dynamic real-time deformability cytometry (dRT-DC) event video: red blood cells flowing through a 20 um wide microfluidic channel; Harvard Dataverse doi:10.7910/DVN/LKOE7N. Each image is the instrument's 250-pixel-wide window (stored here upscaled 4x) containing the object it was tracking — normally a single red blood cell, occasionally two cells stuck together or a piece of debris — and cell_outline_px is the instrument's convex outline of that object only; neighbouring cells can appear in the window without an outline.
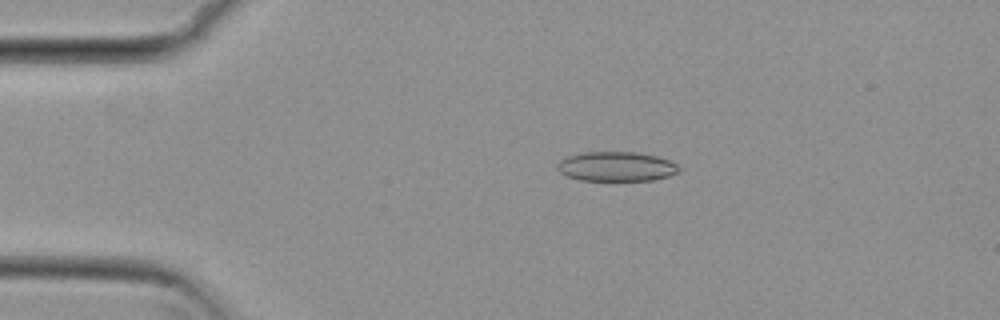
{"species": "common noctule bat (a hibernating species)", "species_latin": "Nyctalus noctula", "temperature_condition": "cold", "stored_images_in_passage": 16, "camera_frame_rate_fps": 3000, "um_per_image_px": 0.085, "animal": {"sex": "female", "body_mass_g": 29.2, "forearm_length_mm": 56.3}, "frame": {"image": 1, "passage_image": 11, "time_ms": 3.333, "image_size_px": [1000, 320], "cell_outline_px": [[680, 172], [668, 176], [652, 180], [580, 180], [568, 176], [560, 172], [556, 168], [556, 164], [560, 160], [568, 156], [584, 152], [636, 152], [656, 156], [668, 160], [676, 164], [680, 168]], "centroid_in_image_um": [52.38, 14.15], "position_along_channel_um": 32.6, "area_um2": 20.87}}